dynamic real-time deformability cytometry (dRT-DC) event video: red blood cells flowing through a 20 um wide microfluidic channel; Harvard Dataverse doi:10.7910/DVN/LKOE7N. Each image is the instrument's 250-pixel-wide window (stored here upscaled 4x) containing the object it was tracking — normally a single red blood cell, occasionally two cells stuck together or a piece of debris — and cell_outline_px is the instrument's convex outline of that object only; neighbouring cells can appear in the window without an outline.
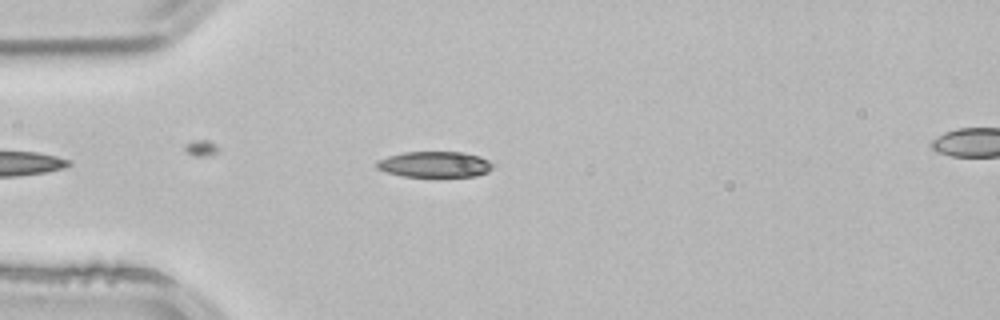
{"species": "common noctule bat (a hibernating species)", "species_latin": "Nyctalus noctula", "temperature_condition": "room temperature", "stored_images_in_passage": 3, "segment_of_instrument_passage": [1, 2], "camera_frame_rate_fps": 3000, "um_per_image_px": 0.085, "animal": {"sex": "male", "body_mass_g": 21.5, "forearm_length_mm": 52.0}, "frame": {"image": 1, "passage_image": 2, "time_ms": 0.333, "image_size_px": [1000, 320], "cell_outline_px": [[496, 164], [488, 172], [476, 176], [404, 176], [388, 172], [376, 168], [376, 160], [388, 156], [404, 152], [464, 152], [480, 156]], "centroid_in_image_um": [36.98, 13.96], "position_along_channel_um": 48.0, "area_um2": 17.51}}